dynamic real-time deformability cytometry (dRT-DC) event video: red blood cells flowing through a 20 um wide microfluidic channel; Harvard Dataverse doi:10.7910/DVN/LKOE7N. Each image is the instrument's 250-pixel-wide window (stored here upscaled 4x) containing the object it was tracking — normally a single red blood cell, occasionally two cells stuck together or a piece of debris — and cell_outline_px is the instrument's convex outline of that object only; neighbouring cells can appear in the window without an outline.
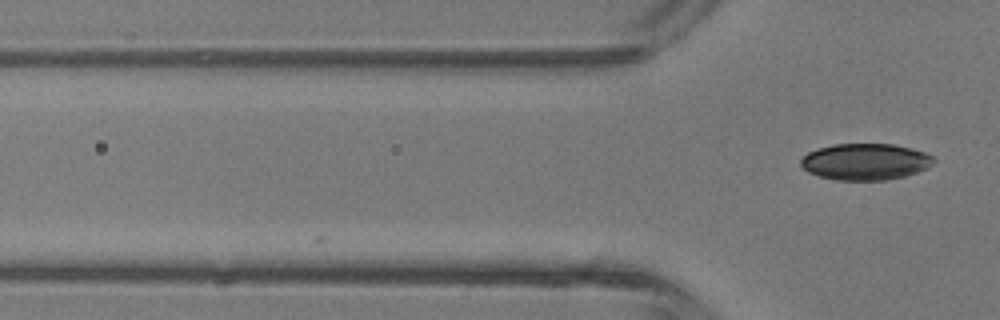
{"species": "common noctule bat (a hibernating species)", "species_latin": "Nyctalus noctula", "temperature_condition": "room temperature", "stored_images_in_passage": 2, "camera_frame_rate_fps": 3000, "um_per_image_px": 0.085, "animal": {"sex": "male", "body_mass_g": 13.3}, "frame": {"image": 1, "passage_image": 2, "time_ms": 1.333, "image_size_px": [1000, 320], "cell_outline_px": [[936, 160], [928, 168], [904, 176], [888, 180], [836, 180], [820, 176], [808, 172], [800, 164], [800, 160], [808, 152], [816, 148], [836, 144], [892, 144], [912, 148], [924, 152], [932, 156]], "centroid_in_image_um": [73.56, 13.74], "position_along_channel_um": 52.2, "area_um2": 28.26}}